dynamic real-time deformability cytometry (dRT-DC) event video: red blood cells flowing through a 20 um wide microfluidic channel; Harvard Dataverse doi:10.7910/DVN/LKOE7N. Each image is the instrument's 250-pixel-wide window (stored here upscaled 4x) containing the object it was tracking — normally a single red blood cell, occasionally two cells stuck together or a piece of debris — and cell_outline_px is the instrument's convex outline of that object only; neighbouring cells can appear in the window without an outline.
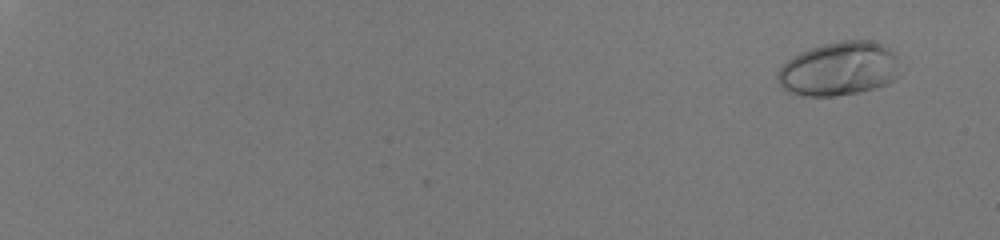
{"species": "human", "species_latin": "Homo sapiens", "temperature_condition": "room temperature", "stored_images_in_passage": 58, "camera_frame_rate_fps": 3000, "um_per_image_px": 0.085, "donor": {"sex": "male"}, "frame": {"image": 1, "passage_image": 5, "time_ms": 1.333, "image_size_px": [1000, 240], "cell_outline_px": [[904, 72], [900, 76], [888, 84], [860, 92], [836, 96], [804, 96], [788, 92], [776, 80], [776, 72], [792, 56], [800, 52], [824, 44], [840, 40], [872, 40], [888, 48], [896, 56]], "centroid_in_image_um": [71.36, 5.86], "position_along_channel_um": 13.6, "area_um2": 38.96}}
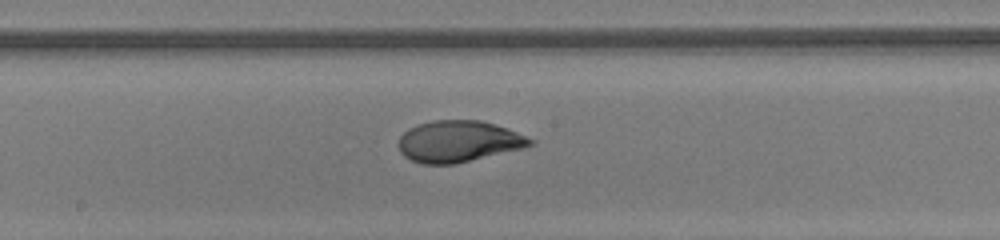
{"frame": {"image": 2, "passage_image": 38, "time_ms": 12.333, "image_size_px": [1000, 240], "cell_outline_px": [[536, 144], [524, 148], [456, 164], [420, 164], [404, 156], [400, 152], [400, 136], [408, 128], [416, 124], [432, 120], [480, 120], [516, 132], [536, 140]], "centroid_in_image_um": [38.98, 12.02], "position_along_channel_um": 209.2, "area_um2": 31.85}}
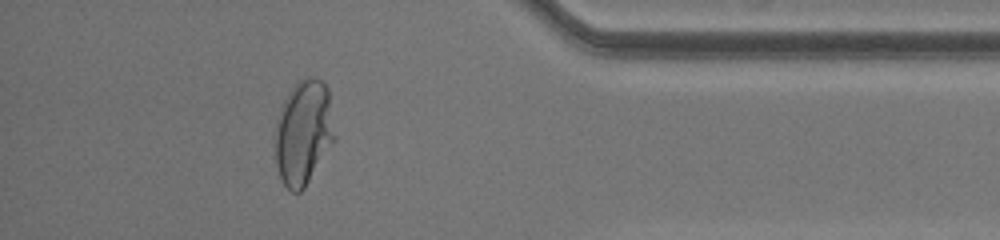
{"frame": {"image": 3, "passage_image": 54, "time_ms": 17.667, "image_size_px": [1000, 240], "cell_outline_px": [[336, 140], [304, 188], [300, 192], [292, 192], [284, 184], [280, 176], [276, 164], [276, 120], [280, 108], [288, 92], [300, 80], [308, 76], [312, 76], [320, 80], [328, 88], [336, 136]], "centroid_in_image_um": [25.82, 11.25], "position_along_channel_um": 409.4, "area_um2": 36.41}, "authors_computed_cell_mechanics": {"area_um2": 32.8882, "velocity_mm_per_s": 4.0857, "shape_relaxation_time_tau1_ms": 4.6728, "shape_relaxation_time_tau2_ms": null, "deformation_change_tau1": 0.2285, "deformation_change_tau2": null}}